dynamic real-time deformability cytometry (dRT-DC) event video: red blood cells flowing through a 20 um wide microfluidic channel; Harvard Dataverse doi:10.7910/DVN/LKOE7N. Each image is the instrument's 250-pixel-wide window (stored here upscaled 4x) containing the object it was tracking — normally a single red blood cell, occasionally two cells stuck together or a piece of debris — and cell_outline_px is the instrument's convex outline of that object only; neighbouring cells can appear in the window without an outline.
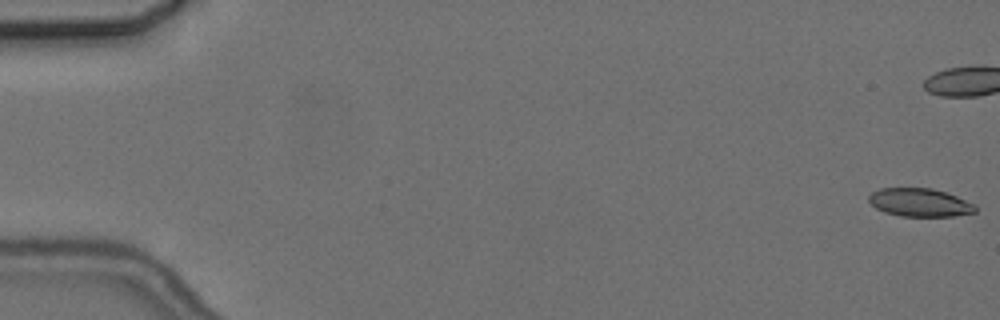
{"species": "common noctule bat (a hibernating species)", "species_latin": "Nyctalus noctula", "temperature_condition": "cold", "stored_images_in_passage": 6, "camera_frame_rate_fps": 3000, "um_per_image_px": 0.085, "animal": {"sex": "female", "body_mass_g": 24.6, "forearm_length_mm": 56.2}, "frame": {"image": 1, "passage_image": 1, "time_ms": 0.0, "image_size_px": [1000, 320], "cell_outline_px": [[976, 212], [956, 216], [900, 216], [884, 212], [876, 208], [868, 200], [868, 196], [872, 192], [880, 188], [932, 188], [956, 196], [976, 204]], "centroid_in_image_um": [78.19, 17.21], "position_along_channel_um": 6.8, "area_um2": 17.57}}